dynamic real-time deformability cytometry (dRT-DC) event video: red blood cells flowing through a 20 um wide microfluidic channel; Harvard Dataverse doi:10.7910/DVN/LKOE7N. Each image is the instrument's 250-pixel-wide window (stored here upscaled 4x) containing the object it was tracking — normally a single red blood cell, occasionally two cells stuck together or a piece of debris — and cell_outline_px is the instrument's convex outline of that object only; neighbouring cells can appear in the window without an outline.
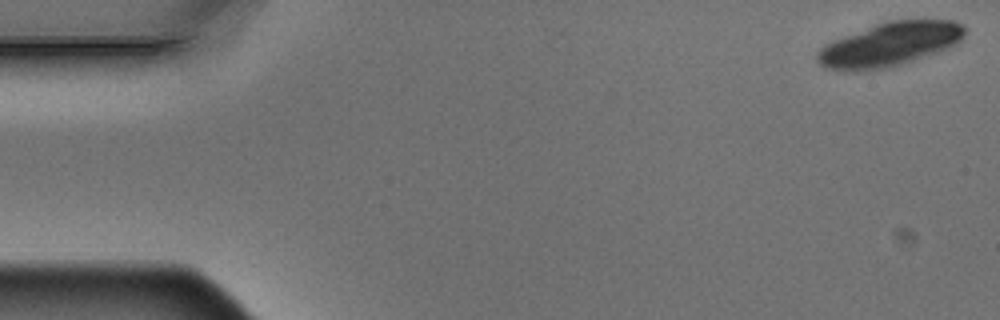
{"species": "Egyptian fruit bat (a non-hibernating species)", "species_latin": "Rousettus aegyptiacus", "temperature_condition": "warm", "stored_images_in_passage": 4, "camera_frame_rate_fps": 3000, "um_per_image_px": 0.085, "animal": {"sex": "male"}, "frame": {"image": 1, "passage_image": 1, "time_ms": 0.0, "image_size_px": [1000, 320], "cell_outline_px": [[964, 36], [956, 44], [948, 48], [888, 68], [852, 72], [828, 68], [820, 64], [816, 60], [816, 52], [824, 44], [832, 40], [876, 24], [888, 20], [952, 20], [960, 24], [964, 28]], "centroid_in_image_um": [75.57, 3.78], "position_along_channel_um": 9.4, "area_um2": 37.51}}